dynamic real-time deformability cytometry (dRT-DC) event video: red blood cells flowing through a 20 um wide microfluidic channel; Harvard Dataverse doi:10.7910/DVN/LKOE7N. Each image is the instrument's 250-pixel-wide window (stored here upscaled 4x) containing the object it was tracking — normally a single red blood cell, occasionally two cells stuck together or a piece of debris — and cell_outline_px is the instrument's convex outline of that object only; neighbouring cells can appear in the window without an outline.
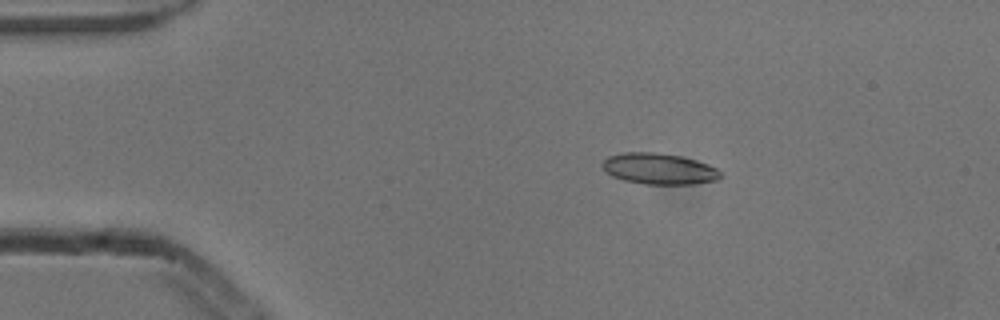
{"species": "common noctule bat (a hibernating species)", "species_latin": "Nyctalus noctula", "temperature_condition": "cold", "stored_images_in_passage": 5, "camera_frame_rate_fps": 3000, "um_per_image_px": 0.085, "animal": {"sex": "male", "body_mass_g": 13.3}, "frame": {"image": 1, "passage_image": 3, "time_ms": 0.667, "image_size_px": [1000, 320], "cell_outline_px": [[720, 176], [716, 180], [692, 184], [644, 184], [624, 180], [612, 176], [600, 164], [608, 156], [624, 152], [656, 152], [680, 156], [696, 160], [708, 164], [716, 168], [720, 172]], "centroid_in_image_um": [56.0, 14.34], "position_along_channel_um": 29.0, "area_um2": 21.27}}